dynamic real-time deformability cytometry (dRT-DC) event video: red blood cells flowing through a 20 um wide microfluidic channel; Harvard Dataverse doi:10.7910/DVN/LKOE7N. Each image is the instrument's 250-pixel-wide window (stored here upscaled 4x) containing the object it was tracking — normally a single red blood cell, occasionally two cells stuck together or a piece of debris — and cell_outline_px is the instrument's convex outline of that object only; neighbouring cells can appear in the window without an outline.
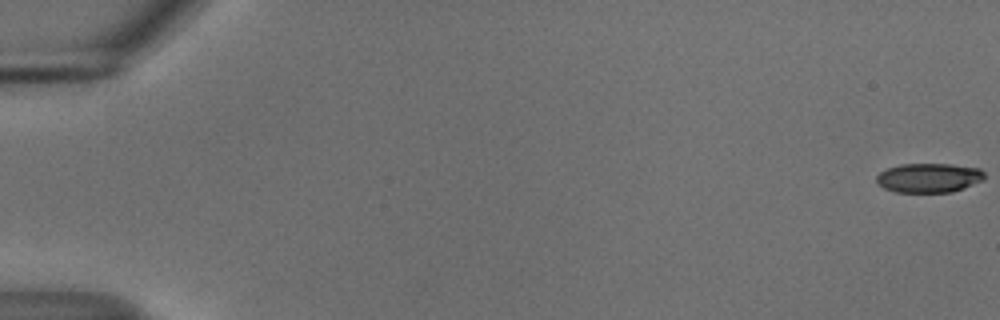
{"species": "common noctule bat (a hibernating species)", "species_latin": "Nyctalus noctula", "temperature_condition": "cold", "stored_images_in_passage": 56, "camera_frame_rate_fps": 3000, "um_per_image_px": 0.085, "animal": {"sex": "male", "body_mass_g": 18.8}, "frame": {"image": 1, "passage_image": 1, "time_ms": 0.0, "image_size_px": [1000, 320], "cell_outline_px": [[984, 180], [952, 192], [896, 192], [884, 188], [876, 180], [876, 176], [880, 172], [888, 168], [900, 164], [952, 164], [980, 168], [984, 172]], "centroid_in_image_um": [78.97, 15.11], "position_along_channel_um": 6.0, "area_um2": 18.44}}
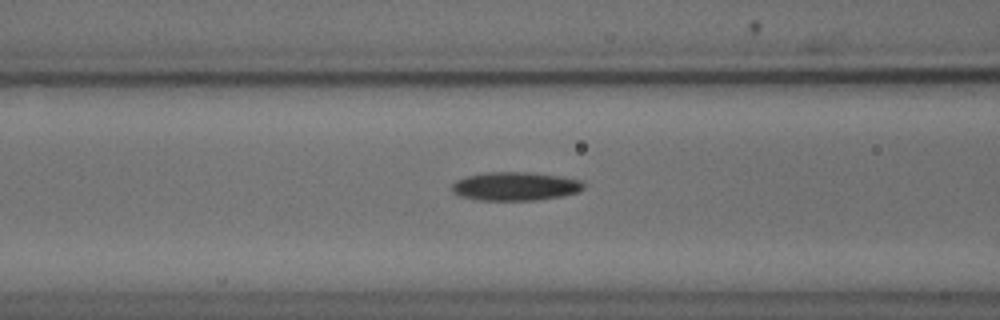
{"frame": {"image": 2, "passage_image": 24, "time_ms": 7.667, "image_size_px": [1000, 320], "cell_outline_px": [[584, 188], [580, 192], [560, 196], [536, 200], [480, 200], [460, 196], [452, 192], [452, 184], [456, 180], [468, 176], [484, 172], [532, 172], [564, 176], [584, 180]], "centroid_in_image_um": [43.85, 15.82], "position_along_channel_um": 122.8, "area_um2": 22.2}}
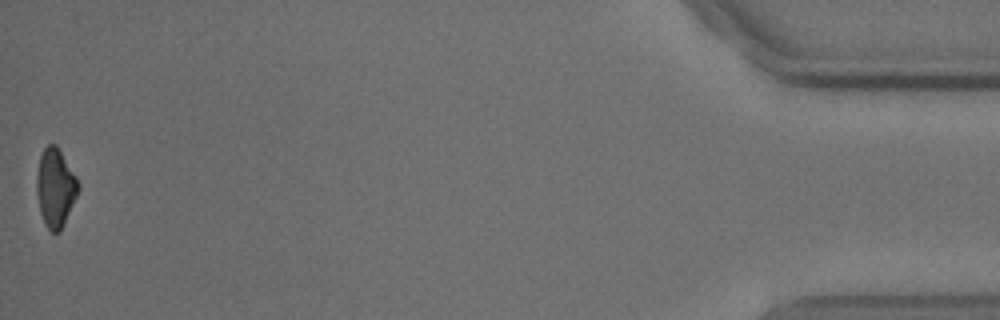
{"frame": {"image": 3, "passage_image": 56, "time_ms": 18.333, "image_size_px": [1000, 320], "cell_outline_px": [[80, 188], [64, 224], [60, 232], [52, 232], [44, 224], [40, 212], [36, 192], [36, 176], [40, 156], [44, 148], [48, 144], [56, 144], [76, 176], [80, 184]], "centroid_in_image_um": [4.7, 15.96], "position_along_channel_um": 430.5, "area_um2": 19.07}, "authors_computed_cell_mechanics": {"area_um2": 20.4901, "velocity_mm_per_s": 3.7078, "shape_relaxation_time_tau1_ms": 5.9705, "shape_relaxation_time_tau2_ms": null, "deformation_change_tau1": 0.1288, "deformation_change_tau2": null}}